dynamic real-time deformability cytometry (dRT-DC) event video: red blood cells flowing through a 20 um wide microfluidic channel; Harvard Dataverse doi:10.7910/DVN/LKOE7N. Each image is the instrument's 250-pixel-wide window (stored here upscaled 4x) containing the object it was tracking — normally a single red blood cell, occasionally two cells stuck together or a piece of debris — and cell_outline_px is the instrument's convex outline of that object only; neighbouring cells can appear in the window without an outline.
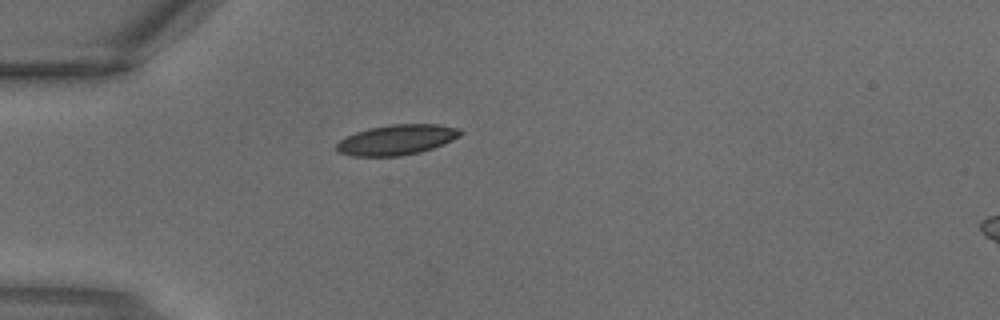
{"species": "common noctule bat (a hibernating species)", "species_latin": "Nyctalus noctula", "temperature_condition": "warm", "stored_images_in_passage": 2, "segment_of_instrument_passage": [1, 2], "camera_frame_rate_fps": 3000, "um_per_image_px": 0.085, "animal": {"sex": "male", "body_mass_g": 18.8}, "frame": {"image": 1, "passage_image": 1, "time_ms": 0.0, "image_size_px": [1000, 320], "cell_outline_px": [[464, 132], [460, 136], [444, 144], [420, 152], [400, 156], [352, 156], [336, 152], [336, 144], [340, 140], [356, 132], [368, 128], [392, 124], [436, 124], [460, 128]], "centroid_in_image_um": [33.73, 11.88], "position_along_channel_um": 51.3, "area_um2": 21.91}}